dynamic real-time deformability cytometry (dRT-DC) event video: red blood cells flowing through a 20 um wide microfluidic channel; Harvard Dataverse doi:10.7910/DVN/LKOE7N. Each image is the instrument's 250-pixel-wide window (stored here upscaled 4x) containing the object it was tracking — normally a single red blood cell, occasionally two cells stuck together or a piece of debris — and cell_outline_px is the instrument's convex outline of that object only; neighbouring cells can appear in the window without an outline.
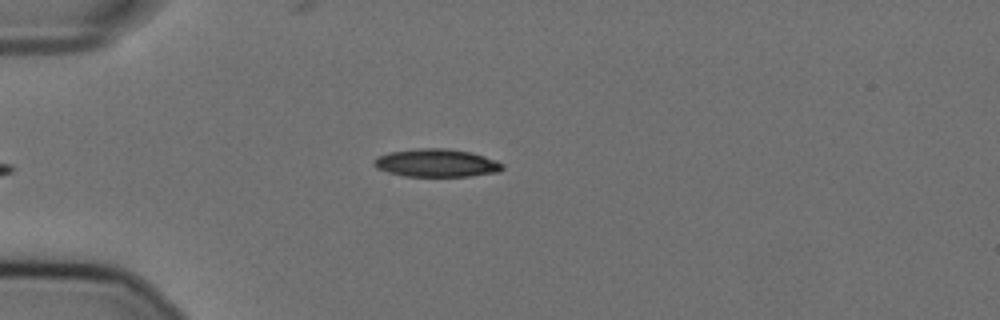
{"species": "Egyptian fruit bat (a non-hibernating species)", "species_latin": "Rousettus aegyptiacus", "temperature_condition": "cold", "stored_images_in_passage": 44, "camera_frame_rate_fps": 3000, "um_per_image_px": 0.085, "animal": {"sex": "female"}, "frame": {"image": 1, "passage_image": 3, "time_ms": 0.667, "image_size_px": [1000, 320], "cell_outline_px": [[504, 168], [500, 172], [468, 176], [404, 176], [388, 172], [376, 168], [372, 164], [372, 160], [388, 152], [416, 148], [444, 148], [472, 152], [496, 160], [504, 164]], "centroid_in_image_um": [37.1, 13.85], "position_along_channel_um": 47.9, "area_um2": 21.1}}
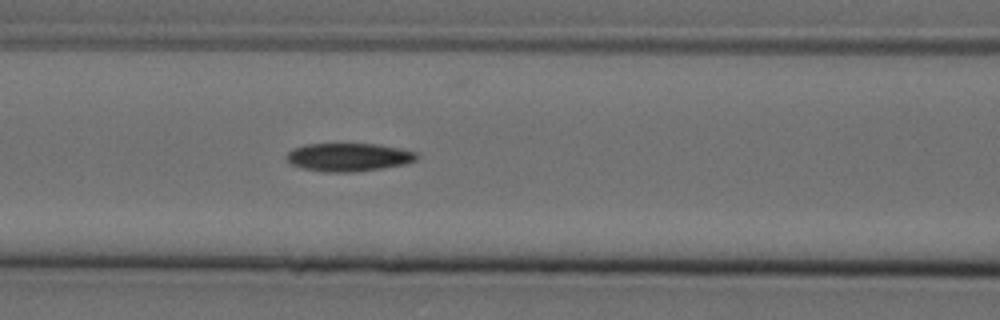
{"frame": {"image": 2, "passage_image": 12, "time_ms": 3.667, "image_size_px": [1000, 320], "cell_outline_px": [[420, 156], [416, 160], [404, 164], [380, 168], [352, 172], [324, 172], [300, 168], [292, 164], [288, 160], [288, 152], [292, 148], [304, 144], [376, 144], [400, 148], [416, 152]], "centroid_in_image_um": [29.63, 13.35], "position_along_channel_um": 137.0, "area_um2": 21.33}}
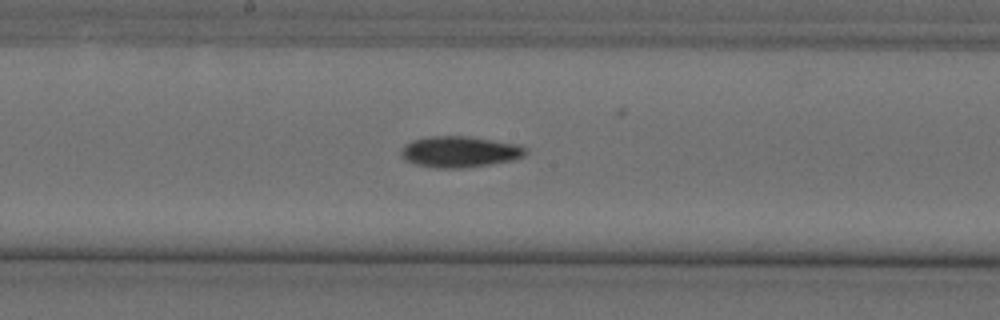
{"frame": {"image": 3, "passage_image": 18, "time_ms": 5.667, "image_size_px": [1000, 320], "cell_outline_px": [[528, 152], [524, 156], [512, 160], [488, 164], [460, 168], [436, 168], [416, 164], [404, 160], [400, 156], [400, 152], [404, 144], [412, 140], [432, 136], [468, 136], [520, 144], [528, 148]], "centroid_in_image_um": [39.08, 12.89], "position_along_channel_um": 209.1, "area_um2": 22.72}, "authors_computed_cell_mechanics": {"area_um2": 21.2126, "velocity_mm_per_s": 3.6027, "shape_relaxation_time_tau1_ms": 7.1726, "shape_relaxation_time_tau2_ms": null, "deformation_change_tau1": 0.1862, "deformation_change_tau2": null}}